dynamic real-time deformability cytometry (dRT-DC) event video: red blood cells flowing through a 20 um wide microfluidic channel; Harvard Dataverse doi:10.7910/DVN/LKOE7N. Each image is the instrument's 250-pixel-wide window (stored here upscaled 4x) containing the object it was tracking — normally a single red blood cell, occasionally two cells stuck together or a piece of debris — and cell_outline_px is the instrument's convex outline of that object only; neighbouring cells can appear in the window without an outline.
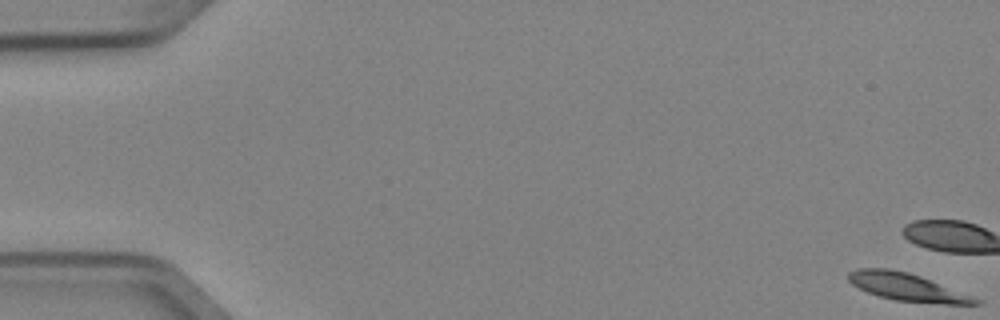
{"species": "Egyptian fruit bat (a non-hibernating species)", "species_latin": "Rousettus aegyptiacus", "temperature_condition": "cold", "stored_images_in_passage": 5, "camera_frame_rate_fps": 3000, "um_per_image_px": 0.085, "animal": {"sex": "female"}, "frame": {"image": 1, "passage_image": 1, "time_ms": 0.0, "image_size_px": [1000, 320], "cell_outline_px": [[980, 304], [944, 304], [896, 300], [880, 296], [868, 292], [852, 284], [848, 280], [848, 272], [856, 268], [888, 268], [908, 272], [920, 276], [980, 300]], "centroid_in_image_um": [77.02, 24.39], "position_along_channel_um": 8.0, "area_um2": 20.0}}